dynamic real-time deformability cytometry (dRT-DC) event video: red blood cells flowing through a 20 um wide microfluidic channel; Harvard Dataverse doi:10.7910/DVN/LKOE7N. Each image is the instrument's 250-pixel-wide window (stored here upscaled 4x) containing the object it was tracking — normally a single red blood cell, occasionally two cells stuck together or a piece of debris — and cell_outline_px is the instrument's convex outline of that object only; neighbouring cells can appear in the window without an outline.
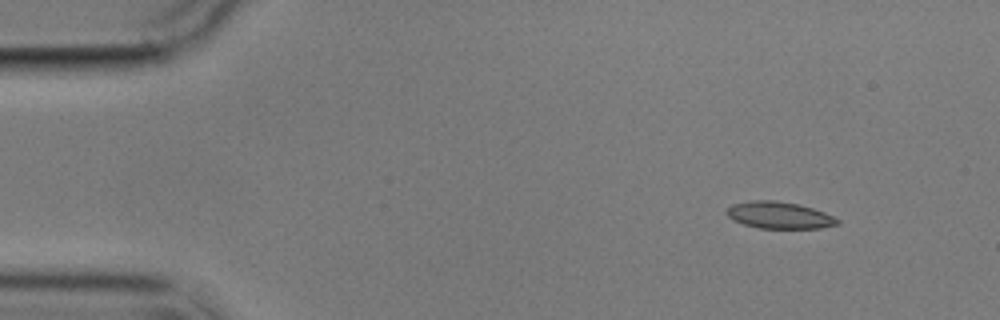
{"species": "common noctule bat (a hibernating species)", "species_latin": "Nyctalus noctula", "temperature_condition": "cold", "stored_images_in_passage": 4, "camera_frame_rate_fps": 3000, "um_per_image_px": 0.085, "animal": {"sex": "male", "body_mass_g": 17.9}, "frame": {"image": 1, "passage_image": 1, "time_ms": 0.0, "image_size_px": [1000, 320], "cell_outline_px": [[840, 224], [820, 228], [760, 228], [744, 224], [732, 220], [724, 212], [732, 204], [752, 200], [772, 200], [796, 204], [812, 208], [824, 212], [840, 220]], "centroid_in_image_um": [66.21, 18.29], "position_along_channel_um": 18.8, "area_um2": 17.22}}
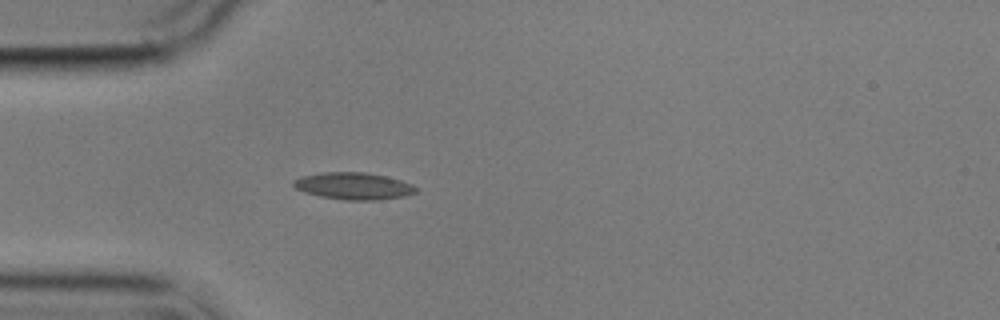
{"frame": {"image": 2, "passage_image": 4, "time_ms": 3.333, "image_size_px": [1000, 320], "cell_outline_px": [[416, 192], [404, 196], [376, 200], [344, 200], [320, 196], [304, 192], [296, 188], [292, 184], [292, 180], [304, 176], [324, 172], [364, 172], [384, 176], [400, 180], [412, 184], [416, 188]], "centroid_in_image_um": [30.03, 15.81], "position_along_channel_um": 55.0, "area_um2": 19.07}}